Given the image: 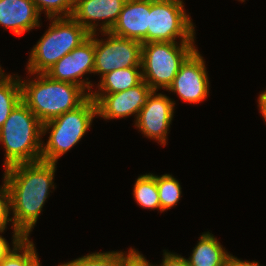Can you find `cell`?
<instances>
[{"mask_svg":"<svg viewBox=\"0 0 266 266\" xmlns=\"http://www.w3.org/2000/svg\"><path fill=\"white\" fill-rule=\"evenodd\" d=\"M230 256L213 234L206 232L200 236L187 261L190 266H225Z\"/></svg>","mask_w":266,"mask_h":266,"instance_id":"2e32d148","label":"cell"},{"mask_svg":"<svg viewBox=\"0 0 266 266\" xmlns=\"http://www.w3.org/2000/svg\"><path fill=\"white\" fill-rule=\"evenodd\" d=\"M107 39L95 37L94 74L101 78L120 68L141 67L142 43L103 32ZM105 40V41H104Z\"/></svg>","mask_w":266,"mask_h":266,"instance_id":"ba28073f","label":"cell"},{"mask_svg":"<svg viewBox=\"0 0 266 266\" xmlns=\"http://www.w3.org/2000/svg\"><path fill=\"white\" fill-rule=\"evenodd\" d=\"M9 74L0 79V128L13 109L22 101L20 78Z\"/></svg>","mask_w":266,"mask_h":266,"instance_id":"d6986e66","label":"cell"},{"mask_svg":"<svg viewBox=\"0 0 266 266\" xmlns=\"http://www.w3.org/2000/svg\"><path fill=\"white\" fill-rule=\"evenodd\" d=\"M30 266H41L39 258H37ZM60 266V265H58Z\"/></svg>","mask_w":266,"mask_h":266,"instance_id":"f546056e","label":"cell"},{"mask_svg":"<svg viewBox=\"0 0 266 266\" xmlns=\"http://www.w3.org/2000/svg\"><path fill=\"white\" fill-rule=\"evenodd\" d=\"M90 36L79 46L74 48L70 53L63 56L45 74L58 81L69 82L83 87L91 94V81L88 78L82 77L94 72V57H95V36Z\"/></svg>","mask_w":266,"mask_h":266,"instance_id":"9c48e42d","label":"cell"},{"mask_svg":"<svg viewBox=\"0 0 266 266\" xmlns=\"http://www.w3.org/2000/svg\"><path fill=\"white\" fill-rule=\"evenodd\" d=\"M183 0H150L148 42H195V27Z\"/></svg>","mask_w":266,"mask_h":266,"instance_id":"52a82bcc","label":"cell"},{"mask_svg":"<svg viewBox=\"0 0 266 266\" xmlns=\"http://www.w3.org/2000/svg\"><path fill=\"white\" fill-rule=\"evenodd\" d=\"M133 196L139 206L161 211L156 175L148 173L139 176L134 184Z\"/></svg>","mask_w":266,"mask_h":266,"instance_id":"ffe728a7","label":"cell"},{"mask_svg":"<svg viewBox=\"0 0 266 266\" xmlns=\"http://www.w3.org/2000/svg\"><path fill=\"white\" fill-rule=\"evenodd\" d=\"M179 45V46H178ZM194 42H148L142 44V79L153 91L168 89L185 60L196 50Z\"/></svg>","mask_w":266,"mask_h":266,"instance_id":"8992f818","label":"cell"},{"mask_svg":"<svg viewBox=\"0 0 266 266\" xmlns=\"http://www.w3.org/2000/svg\"><path fill=\"white\" fill-rule=\"evenodd\" d=\"M153 90L142 80L138 85L117 93H91L97 116L106 120L137 116Z\"/></svg>","mask_w":266,"mask_h":266,"instance_id":"30bf717a","label":"cell"},{"mask_svg":"<svg viewBox=\"0 0 266 266\" xmlns=\"http://www.w3.org/2000/svg\"><path fill=\"white\" fill-rule=\"evenodd\" d=\"M225 266H261V265H259V263L256 261H253V262H250L247 260L242 261L241 259H238L237 257H234L233 255H231L228 258Z\"/></svg>","mask_w":266,"mask_h":266,"instance_id":"4316f807","label":"cell"},{"mask_svg":"<svg viewBox=\"0 0 266 266\" xmlns=\"http://www.w3.org/2000/svg\"><path fill=\"white\" fill-rule=\"evenodd\" d=\"M258 106L264 121L266 122V90L258 97Z\"/></svg>","mask_w":266,"mask_h":266,"instance_id":"f1b7e54d","label":"cell"},{"mask_svg":"<svg viewBox=\"0 0 266 266\" xmlns=\"http://www.w3.org/2000/svg\"><path fill=\"white\" fill-rule=\"evenodd\" d=\"M36 80H21L22 102L42 124L83 104L90 94L81 86L37 73ZM87 92V93H86Z\"/></svg>","mask_w":266,"mask_h":266,"instance_id":"7a4b0ae2","label":"cell"},{"mask_svg":"<svg viewBox=\"0 0 266 266\" xmlns=\"http://www.w3.org/2000/svg\"><path fill=\"white\" fill-rule=\"evenodd\" d=\"M97 116L96 102L89 97L74 110L42 124V136L49 131L47 143H42L41 161L57 163L58 159L75 146Z\"/></svg>","mask_w":266,"mask_h":266,"instance_id":"5b68a950","label":"cell"},{"mask_svg":"<svg viewBox=\"0 0 266 266\" xmlns=\"http://www.w3.org/2000/svg\"><path fill=\"white\" fill-rule=\"evenodd\" d=\"M142 80L141 67L120 68L100 78L98 91H92L91 93H117L125 91L138 85Z\"/></svg>","mask_w":266,"mask_h":266,"instance_id":"e0dca14e","label":"cell"},{"mask_svg":"<svg viewBox=\"0 0 266 266\" xmlns=\"http://www.w3.org/2000/svg\"><path fill=\"white\" fill-rule=\"evenodd\" d=\"M150 0H126L118 20L109 31L112 34L147 43Z\"/></svg>","mask_w":266,"mask_h":266,"instance_id":"5bb4252c","label":"cell"},{"mask_svg":"<svg viewBox=\"0 0 266 266\" xmlns=\"http://www.w3.org/2000/svg\"><path fill=\"white\" fill-rule=\"evenodd\" d=\"M130 248L125 254L121 251L96 252L86 256L79 257L70 262L60 264V266H122L123 262L135 251Z\"/></svg>","mask_w":266,"mask_h":266,"instance_id":"44dd1931","label":"cell"},{"mask_svg":"<svg viewBox=\"0 0 266 266\" xmlns=\"http://www.w3.org/2000/svg\"><path fill=\"white\" fill-rule=\"evenodd\" d=\"M156 184L159 193L161 212L176 206L181 198V185L170 174L156 175Z\"/></svg>","mask_w":266,"mask_h":266,"instance_id":"7402d4cb","label":"cell"},{"mask_svg":"<svg viewBox=\"0 0 266 266\" xmlns=\"http://www.w3.org/2000/svg\"><path fill=\"white\" fill-rule=\"evenodd\" d=\"M164 257L160 265L154 266H190L186 258H183L181 255L170 253L164 250Z\"/></svg>","mask_w":266,"mask_h":266,"instance_id":"d4e9b609","label":"cell"},{"mask_svg":"<svg viewBox=\"0 0 266 266\" xmlns=\"http://www.w3.org/2000/svg\"><path fill=\"white\" fill-rule=\"evenodd\" d=\"M13 249L0 261V266H30L37 258L33 241L13 232Z\"/></svg>","mask_w":266,"mask_h":266,"instance_id":"ac0fdd59","label":"cell"},{"mask_svg":"<svg viewBox=\"0 0 266 266\" xmlns=\"http://www.w3.org/2000/svg\"><path fill=\"white\" fill-rule=\"evenodd\" d=\"M38 12L45 11L48 19L72 16L75 0H32ZM43 10V11H42Z\"/></svg>","mask_w":266,"mask_h":266,"instance_id":"603a6c76","label":"cell"},{"mask_svg":"<svg viewBox=\"0 0 266 266\" xmlns=\"http://www.w3.org/2000/svg\"><path fill=\"white\" fill-rule=\"evenodd\" d=\"M126 0H75L72 17L90 34L97 31L98 21L100 32H109L118 20ZM96 22V23H95Z\"/></svg>","mask_w":266,"mask_h":266,"instance_id":"4fadbf2b","label":"cell"},{"mask_svg":"<svg viewBox=\"0 0 266 266\" xmlns=\"http://www.w3.org/2000/svg\"><path fill=\"white\" fill-rule=\"evenodd\" d=\"M174 107L175 101L166 95L152 91L137 116L135 126L143 135L165 146L174 116Z\"/></svg>","mask_w":266,"mask_h":266,"instance_id":"7c38bea8","label":"cell"},{"mask_svg":"<svg viewBox=\"0 0 266 266\" xmlns=\"http://www.w3.org/2000/svg\"><path fill=\"white\" fill-rule=\"evenodd\" d=\"M49 20L51 24L48 30L33 46L29 55L27 70L33 76L45 73L90 36V33L72 16L49 18Z\"/></svg>","mask_w":266,"mask_h":266,"instance_id":"277c9868","label":"cell"},{"mask_svg":"<svg viewBox=\"0 0 266 266\" xmlns=\"http://www.w3.org/2000/svg\"><path fill=\"white\" fill-rule=\"evenodd\" d=\"M3 180L4 183L0 187V229L6 228L9 221L13 223V219L9 217L11 211L10 191L5 178Z\"/></svg>","mask_w":266,"mask_h":266,"instance_id":"cb8c5ba5","label":"cell"},{"mask_svg":"<svg viewBox=\"0 0 266 266\" xmlns=\"http://www.w3.org/2000/svg\"><path fill=\"white\" fill-rule=\"evenodd\" d=\"M9 75H6L3 70L1 69V66H0V79H4L6 77H8Z\"/></svg>","mask_w":266,"mask_h":266,"instance_id":"4dcf8cb0","label":"cell"},{"mask_svg":"<svg viewBox=\"0 0 266 266\" xmlns=\"http://www.w3.org/2000/svg\"><path fill=\"white\" fill-rule=\"evenodd\" d=\"M42 123L21 101L0 128V142L4 145V169L41 160Z\"/></svg>","mask_w":266,"mask_h":266,"instance_id":"3957f363","label":"cell"},{"mask_svg":"<svg viewBox=\"0 0 266 266\" xmlns=\"http://www.w3.org/2000/svg\"><path fill=\"white\" fill-rule=\"evenodd\" d=\"M203 57L196 49L181 65L167 91L177 93L182 101L200 103L209 95V80Z\"/></svg>","mask_w":266,"mask_h":266,"instance_id":"8fae6325","label":"cell"},{"mask_svg":"<svg viewBox=\"0 0 266 266\" xmlns=\"http://www.w3.org/2000/svg\"><path fill=\"white\" fill-rule=\"evenodd\" d=\"M39 18L32 0H0V25L17 36L39 27Z\"/></svg>","mask_w":266,"mask_h":266,"instance_id":"9a60e30c","label":"cell"},{"mask_svg":"<svg viewBox=\"0 0 266 266\" xmlns=\"http://www.w3.org/2000/svg\"><path fill=\"white\" fill-rule=\"evenodd\" d=\"M6 228L0 229V234H2L5 231ZM12 248H10L9 243L7 240L0 235V261L3 260L11 251Z\"/></svg>","mask_w":266,"mask_h":266,"instance_id":"83f0119b","label":"cell"},{"mask_svg":"<svg viewBox=\"0 0 266 266\" xmlns=\"http://www.w3.org/2000/svg\"><path fill=\"white\" fill-rule=\"evenodd\" d=\"M122 266H154L146 258L139 253L134 251L122 264Z\"/></svg>","mask_w":266,"mask_h":266,"instance_id":"484cf974","label":"cell"},{"mask_svg":"<svg viewBox=\"0 0 266 266\" xmlns=\"http://www.w3.org/2000/svg\"><path fill=\"white\" fill-rule=\"evenodd\" d=\"M56 163L37 161L19 163L4 171L11 196L13 231L28 238L42 208L54 189Z\"/></svg>","mask_w":266,"mask_h":266,"instance_id":"6da1fadb","label":"cell"}]
</instances>
